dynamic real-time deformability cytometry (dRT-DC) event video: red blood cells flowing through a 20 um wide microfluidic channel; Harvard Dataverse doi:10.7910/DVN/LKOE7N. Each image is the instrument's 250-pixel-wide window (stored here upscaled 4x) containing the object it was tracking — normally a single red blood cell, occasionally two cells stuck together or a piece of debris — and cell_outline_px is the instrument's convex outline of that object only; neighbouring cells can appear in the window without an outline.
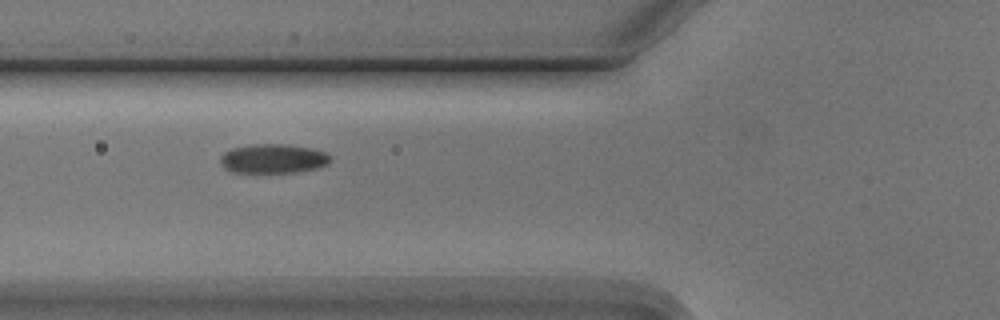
{"species": "Egyptian fruit bat (a non-hibernating species)", "species_latin": "Rousettus aegyptiacus", "temperature_condition": "cold", "stored_images_in_passage": 7, "camera_frame_rate_fps": 3000, "um_per_image_px": 0.085, "animal": {"sex": "male"}, "frame": {"image": 1, "passage_image": 6, "time_ms": 6.667, "image_size_px": [1000, 320], "cell_outline_px": [[332, 160], [328, 164], [316, 168], [296, 172], [232, 172], [224, 168], [220, 164], [220, 156], [224, 152], [232, 148], [252, 144], [288, 144], [312, 148], [324, 152], [332, 156]], "centroid_in_image_um": [23.22, 13.47], "position_along_channel_um": 102.6, "area_um2": 18.9}}
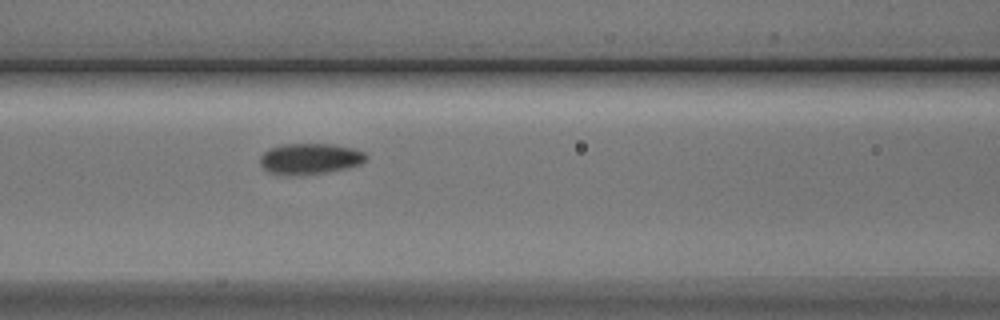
{"frame": {"image": 2, "passage_image": 7, "time_ms": 7.667, "image_size_px": [1000, 320], "cell_outline_px": [[368, 156], [360, 164], [348, 168], [328, 172], [304, 176], [288, 176], [268, 172], [260, 164], [260, 156], [268, 148], [284, 144], [332, 144], [352, 148], [364, 152]], "centroid_in_image_um": [26.32, 13.51], "position_along_channel_um": 140.3, "area_um2": 19.42}}